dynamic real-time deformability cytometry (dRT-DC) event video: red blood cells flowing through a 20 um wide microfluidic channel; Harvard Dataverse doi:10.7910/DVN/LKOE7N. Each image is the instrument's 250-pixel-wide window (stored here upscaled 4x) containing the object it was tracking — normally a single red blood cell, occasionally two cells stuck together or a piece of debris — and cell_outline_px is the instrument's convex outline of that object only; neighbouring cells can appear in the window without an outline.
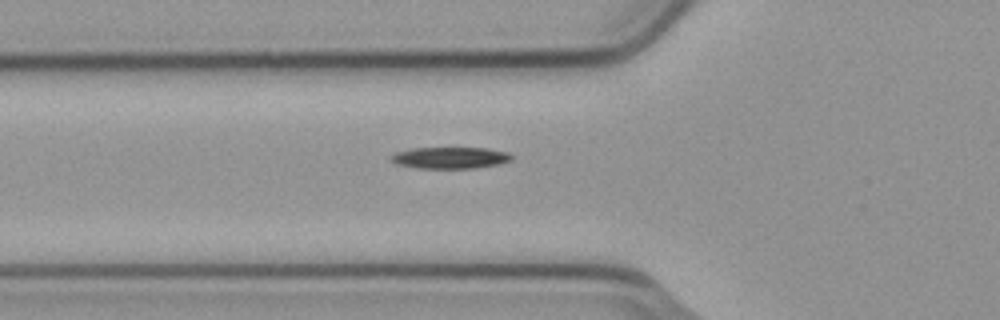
{"species": "common noctule bat (a hibernating species)", "species_latin": "Nyctalus noctula", "temperature_condition": "cold", "stored_images_in_passage": 6, "camera_frame_rate_fps": 3000, "um_per_image_px": 0.085, "animal": {"sex": "male", "body_mass_g": 23.1, "forearm_length_mm": 52.7}, "frame": {"image": 1, "passage_image": 6, "time_ms": 1.667, "image_size_px": [1000, 320], "cell_outline_px": [[512, 160], [500, 164], [476, 168], [420, 168], [400, 164], [392, 160], [392, 156], [396, 152], [416, 148], [488, 148], [508, 152], [512, 156]], "centroid_in_image_um": [38.37, 13.41], "position_along_channel_um": 87.4, "area_um2": 14.91}}